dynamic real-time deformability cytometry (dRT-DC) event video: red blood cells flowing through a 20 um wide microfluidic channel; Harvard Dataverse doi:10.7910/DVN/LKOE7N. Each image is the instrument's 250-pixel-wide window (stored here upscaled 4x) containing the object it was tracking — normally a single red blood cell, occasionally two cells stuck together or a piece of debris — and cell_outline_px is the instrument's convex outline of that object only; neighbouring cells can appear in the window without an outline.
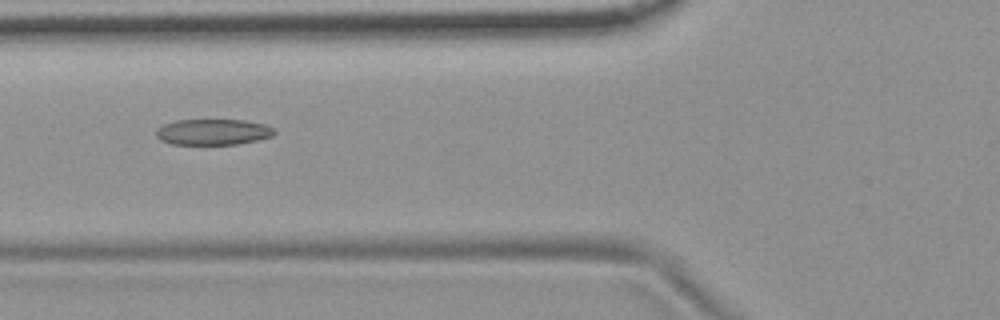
{"species": "common noctule bat (a hibernating species)", "species_latin": "Nyctalus noctula", "temperature_condition": "room temperature", "stored_images_in_passage": 4, "camera_frame_rate_fps": 3000, "um_per_image_px": 0.085, "animal": {"sex": "female", "body_mass_g": 19.9}, "frame": {"image": 1, "passage_image": 3, "time_ms": 0.667, "image_size_px": [1000, 320], "cell_outline_px": [[276, 132], [272, 136], [256, 140], [236, 144], [172, 144], [160, 140], [156, 136], [156, 132], [164, 124], [176, 120], [244, 120], [264, 124], [272, 128]], "centroid_in_image_um": [18.1, 11.21], "position_along_channel_um": 107.7, "area_um2": 17.63}}
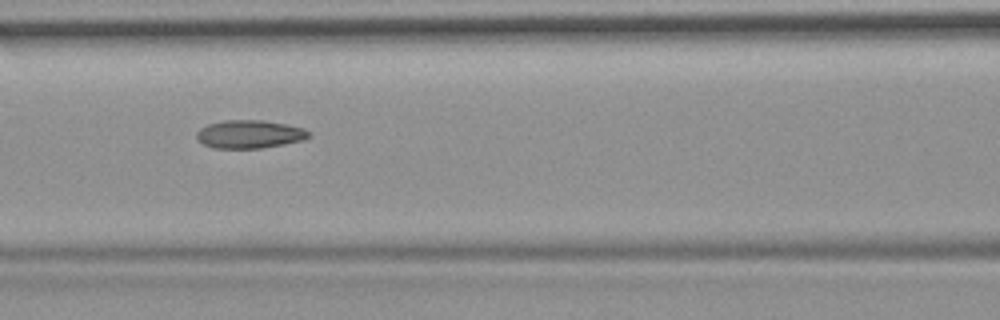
{"frame": {"image": 2, "passage_image": 4, "time_ms": 1.0, "image_size_px": [1000, 320], "cell_outline_px": [[312, 136], [304, 140], [284, 144], [260, 148], [216, 148], [204, 144], [196, 140], [196, 132], [200, 128], [208, 124], [224, 120], [264, 120], [304, 128], [312, 132]], "centroid_in_image_um": [21.23, 11.4], "position_along_channel_um": 145.4, "area_um2": 18.55}}